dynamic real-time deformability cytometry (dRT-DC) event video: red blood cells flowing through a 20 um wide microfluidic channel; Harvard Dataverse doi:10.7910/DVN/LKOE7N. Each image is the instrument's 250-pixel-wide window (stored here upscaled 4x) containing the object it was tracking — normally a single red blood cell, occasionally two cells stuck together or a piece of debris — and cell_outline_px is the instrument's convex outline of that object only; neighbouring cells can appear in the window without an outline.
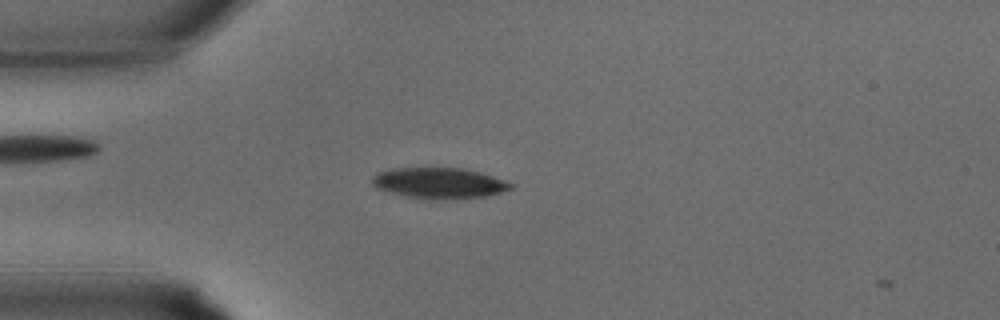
{"species": "common noctule bat (a hibernating species)", "species_latin": "Nyctalus noctula", "temperature_condition": "warm", "stored_images_in_passage": 2, "camera_frame_rate_fps": 3000, "um_per_image_px": 0.085, "animal": {"sex": "male", "body_mass_g": 15.6}, "frame": {"image": 1, "passage_image": 1, "time_ms": 0.0, "image_size_px": [1000, 320], "cell_outline_px": [[516, 188], [488, 196], [452, 200], [444, 200], [404, 196], [388, 192], [376, 188], [372, 184], [372, 176], [380, 172], [392, 168], [464, 168], [480, 172], [516, 184]], "centroid_in_image_um": [37.39, 15.57], "position_along_channel_um": 47.6, "area_um2": 25.26}}